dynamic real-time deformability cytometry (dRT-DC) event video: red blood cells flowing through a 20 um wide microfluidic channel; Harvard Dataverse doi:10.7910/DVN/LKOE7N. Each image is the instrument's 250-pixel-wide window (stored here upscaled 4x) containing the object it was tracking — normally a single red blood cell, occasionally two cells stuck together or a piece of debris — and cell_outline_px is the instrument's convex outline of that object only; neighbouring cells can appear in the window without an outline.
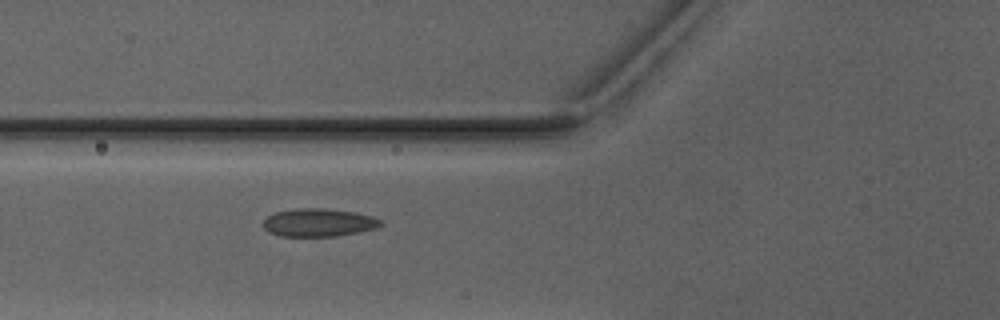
{"species": "Egyptian fruit bat (a non-hibernating species)", "species_latin": "Rousettus aegyptiacus", "temperature_condition": "warm", "stored_images_in_passage": 4, "camera_frame_rate_fps": 3000, "um_per_image_px": 0.085, "animal": {"sex": "male"}, "frame": {"image": 1, "passage_image": 4, "time_ms": 3.333, "image_size_px": [1000, 320], "cell_outline_px": [[384, 224], [376, 228], [336, 236], [280, 236], [268, 232], [264, 228], [264, 220], [268, 216], [276, 212], [296, 208], [324, 208], [356, 212], [372, 216], [380, 220]], "centroid_in_image_um": [27.08, 18.91], "position_along_channel_um": 98.7, "area_um2": 19.13}}